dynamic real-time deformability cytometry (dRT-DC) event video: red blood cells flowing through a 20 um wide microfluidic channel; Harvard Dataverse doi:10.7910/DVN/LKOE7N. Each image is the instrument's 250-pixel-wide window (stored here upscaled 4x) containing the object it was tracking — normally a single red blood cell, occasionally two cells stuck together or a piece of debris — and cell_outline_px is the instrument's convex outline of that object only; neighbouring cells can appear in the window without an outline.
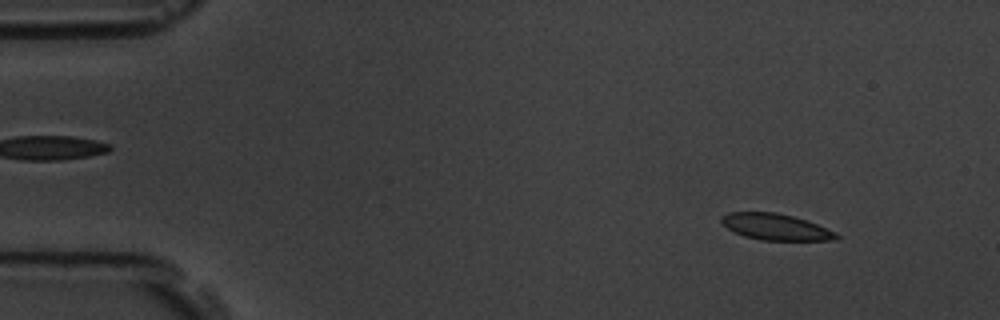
{"species": "common noctule bat (a hibernating species)", "species_latin": "Nyctalus noctula", "temperature_condition": "room temperature", "stored_images_in_passage": 58, "segment_of_instrument_passage": [1, 2], "camera_frame_rate_fps": 3000, "um_per_image_px": 0.085, "animal": {"sex": "male", "body_mass_g": 19.5, "forearm_length_mm": 54.6}, "frame": {"image": 1, "passage_image": 6, "time_ms": 1.667, "image_size_px": [1000, 320], "cell_outline_px": [[840, 236], [836, 240], [760, 240], [744, 236], [728, 228], [720, 220], [720, 216], [728, 212], [776, 212], [792, 216], [816, 224], [836, 232]], "centroid_in_image_um": [65.92, 19.28], "position_along_channel_um": 19.1, "area_um2": 17.46}}
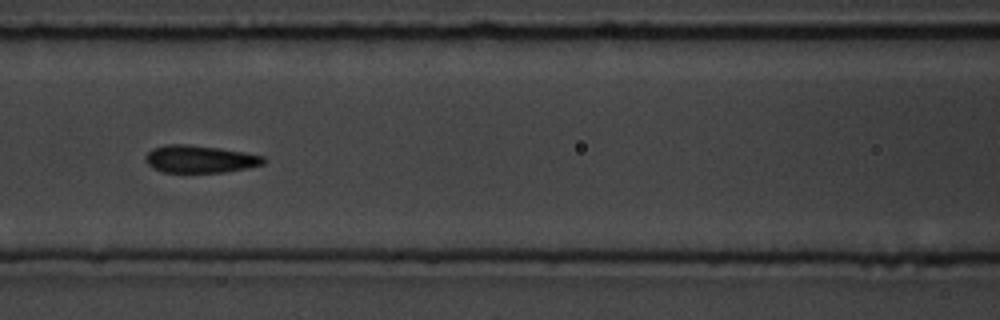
{"frame": {"image": 2, "passage_image": 25, "time_ms": 8.0, "image_size_px": [1000, 320], "cell_outline_px": [[264, 164], [248, 168], [224, 172], [164, 172], [152, 168], [144, 160], [144, 156], [152, 148], [168, 144], [188, 144], [220, 148], [244, 152], [264, 156]], "centroid_in_image_um": [16.96, 13.51], "position_along_channel_um": 149.6, "area_um2": 18.96}}
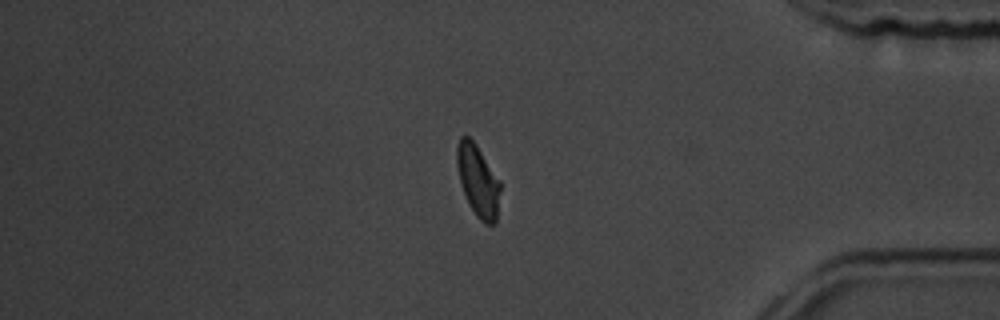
{"frame": {"image": 3, "passage_image": 48, "time_ms": 15.667, "image_size_px": [1000, 320], "cell_outline_px": [[500, 192], [496, 224], [484, 224], [476, 216], [468, 204], [460, 184], [456, 164], [456, 148], [460, 136], [468, 136], [476, 144], [500, 180]], "centroid_in_image_um": [40.62, 15.37], "position_along_channel_um": 394.6, "area_um2": 18.38}}